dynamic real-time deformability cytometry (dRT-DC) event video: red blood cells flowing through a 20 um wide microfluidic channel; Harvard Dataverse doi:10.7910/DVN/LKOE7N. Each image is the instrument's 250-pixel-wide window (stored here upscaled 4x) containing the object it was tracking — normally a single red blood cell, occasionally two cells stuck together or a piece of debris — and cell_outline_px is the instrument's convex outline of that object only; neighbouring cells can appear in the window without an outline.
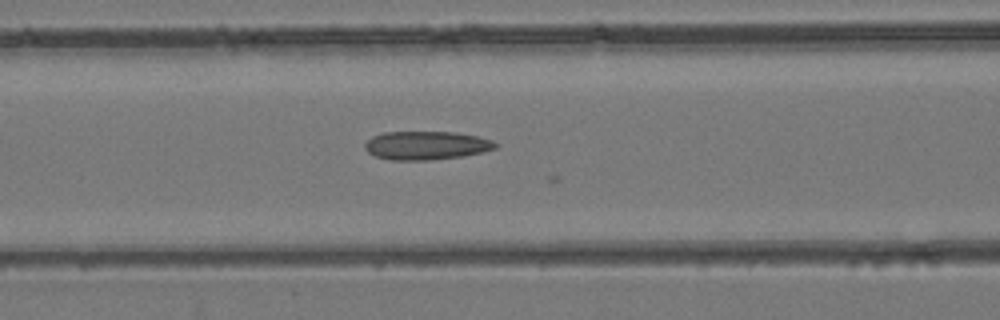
{"species": "common noctule bat (a hibernating species)", "species_latin": "Nyctalus noctula", "temperature_condition": "room temperature", "stored_images_in_passage": 9, "camera_frame_rate_fps": 3000, "um_per_image_px": 0.085, "animal": {"sex": "female", "body_mass_g": 24.6, "forearm_length_mm": 56.2}, "frame": {"image": 1, "passage_image": 4, "time_ms": 1.0, "image_size_px": [1000, 320], "cell_outline_px": [[500, 144], [496, 148], [464, 156], [428, 160], [388, 160], [376, 156], [368, 152], [364, 148], [364, 144], [372, 136], [384, 132], [456, 132], [476, 136], [492, 140]], "centroid_in_image_um": [36.22, 12.36], "position_along_channel_um": 130.4, "area_um2": 21.73}}
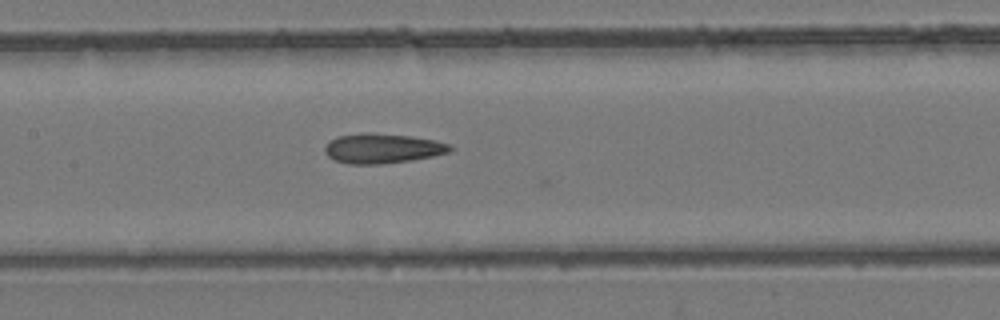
{"frame": {"image": 2, "passage_image": 7, "time_ms": 2.0, "image_size_px": [1000, 320], "cell_outline_px": [[452, 148], [448, 152], [432, 156], [412, 160], [380, 164], [348, 164], [336, 160], [328, 156], [324, 152], [324, 148], [328, 140], [336, 136], [372, 132], [412, 136], [436, 140], [448, 144]], "centroid_in_image_um": [32.47, 12.6], "position_along_channel_um": 174.9, "area_um2": 21.79}}